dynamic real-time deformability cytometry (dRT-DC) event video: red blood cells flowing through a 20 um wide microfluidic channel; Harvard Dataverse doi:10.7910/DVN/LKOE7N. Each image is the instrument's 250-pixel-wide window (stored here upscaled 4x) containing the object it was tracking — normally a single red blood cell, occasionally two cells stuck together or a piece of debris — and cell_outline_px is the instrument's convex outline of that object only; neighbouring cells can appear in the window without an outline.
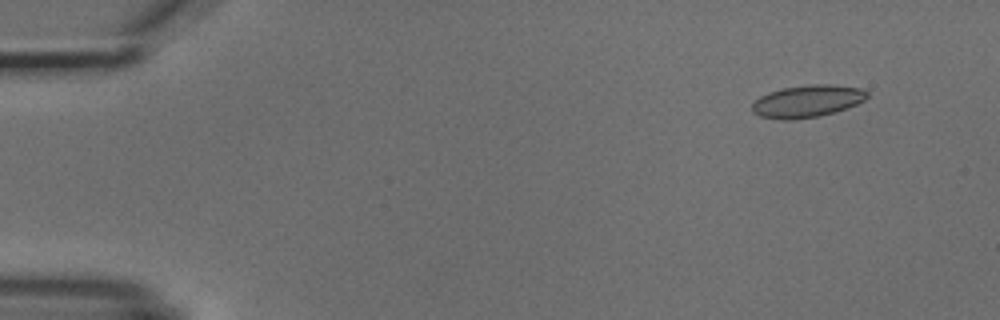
{"species": "common noctule bat (a hibernating species)", "species_latin": "Nyctalus noctula", "temperature_condition": "cold", "stored_images_in_passage": 6, "segment_of_instrument_passage": [2, 2], "camera_frame_rate_fps": 3000, "um_per_image_px": 0.085, "animal": {"sex": "male", "body_mass_g": 18.8}, "frame": {"image": 1, "passage_image": 6, "time_ms": 6.0, "image_size_px": [1000, 320], "cell_outline_px": [[868, 96], [864, 100], [856, 104], [820, 116], [792, 120], [776, 120], [760, 116], [752, 112], [752, 104], [760, 96], [768, 92], [784, 88], [808, 84], [832, 84], [860, 88], [868, 92]], "centroid_in_image_um": [68.58, 8.6], "position_along_channel_um": 16.4, "area_um2": 21.62}}